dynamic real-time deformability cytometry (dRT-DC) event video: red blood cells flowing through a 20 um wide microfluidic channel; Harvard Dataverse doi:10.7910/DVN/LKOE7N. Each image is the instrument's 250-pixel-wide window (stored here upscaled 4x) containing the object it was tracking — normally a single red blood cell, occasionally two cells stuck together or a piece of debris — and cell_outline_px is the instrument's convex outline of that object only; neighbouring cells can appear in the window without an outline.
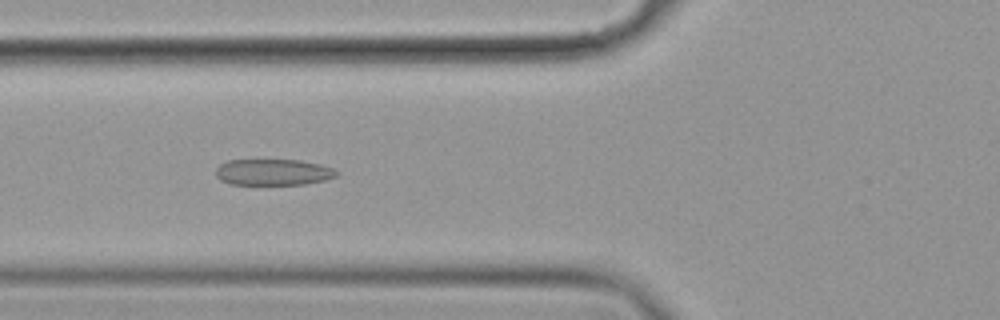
{"species": "common noctule bat (a hibernating species)", "species_latin": "Nyctalus noctula", "temperature_condition": "cold", "stored_images_in_passage": 56, "camera_frame_rate_fps": 3000, "um_per_image_px": 0.085, "animal": {"sex": "female", "body_mass_g": 19.9}, "frame": {"image": 1, "passage_image": 21, "time_ms": 6.667, "image_size_px": [1000, 320], "cell_outline_px": [[340, 172], [336, 176], [324, 180], [304, 184], [232, 184], [220, 180], [216, 176], [216, 168], [220, 164], [228, 160], [300, 160], [320, 164], [332, 168]], "centroid_in_image_um": [23.22, 14.63], "position_along_channel_um": 102.6, "area_um2": 18.38}}
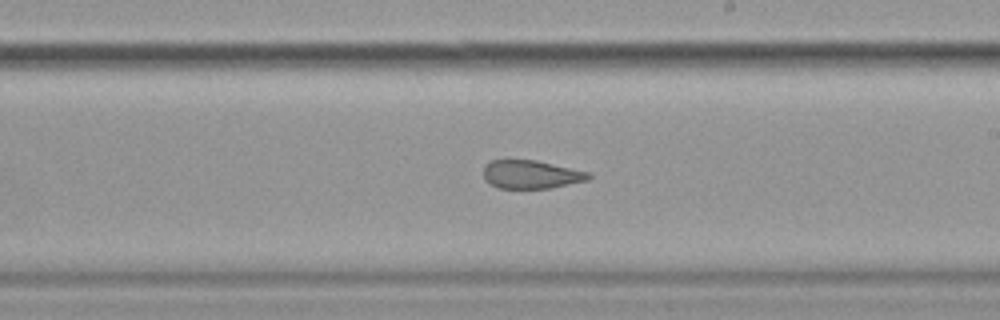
{"frame": {"image": 2, "passage_image": 33, "time_ms": 10.667, "image_size_px": [1000, 320], "cell_outline_px": [[592, 176], [588, 180], [548, 188], [496, 188], [488, 184], [484, 180], [484, 164], [492, 160], [536, 160], [588, 172]], "centroid_in_image_um": [45.08, 14.83], "position_along_channel_um": 243.9, "area_um2": 17.34}}
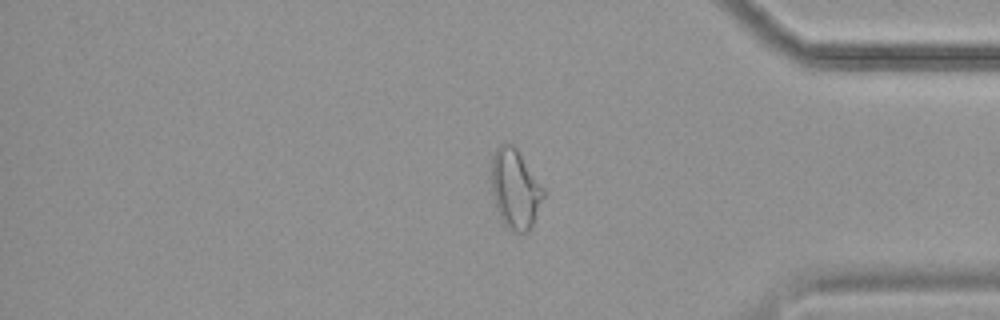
{"frame": {"image": 3, "passage_image": 47, "time_ms": 15.333, "image_size_px": [1000, 320], "cell_outline_px": [[544, 196], [532, 224], [528, 232], [512, 232], [504, 224], [492, 200], [488, 188], [488, 180], [492, 156], [496, 148], [504, 140], [508, 140], [516, 148], [544, 188]], "centroid_in_image_um": [43.7, 16.01], "position_along_channel_um": 391.5, "area_um2": 24.85}, "authors_computed_cell_mechanics": {"area_um2": 21.5883, "velocity_mm_per_s": 3.541, "shape_relaxation_time_tau1_ms": null, "shape_relaxation_time_tau2_ms": 2.124, "deformation_change_tau1": null, "deformation_change_tau2": 0.0968}}